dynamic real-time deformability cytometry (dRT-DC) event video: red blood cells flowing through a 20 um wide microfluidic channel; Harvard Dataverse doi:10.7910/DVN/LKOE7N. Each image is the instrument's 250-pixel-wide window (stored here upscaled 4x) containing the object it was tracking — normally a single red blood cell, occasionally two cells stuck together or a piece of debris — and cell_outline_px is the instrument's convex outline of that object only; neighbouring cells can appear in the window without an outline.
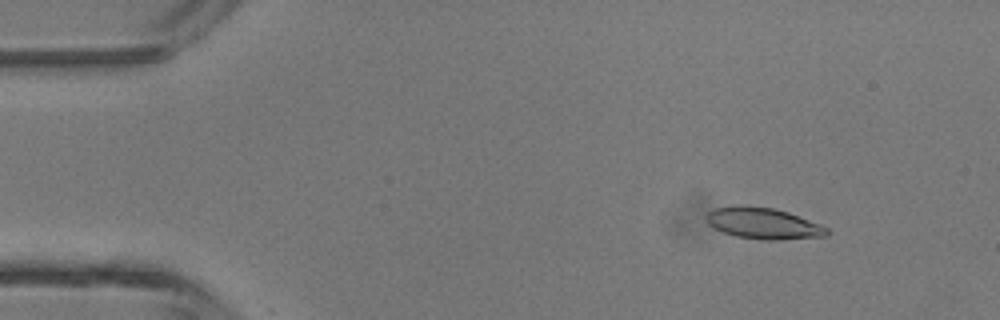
{"species": "common noctule bat (a hibernating species)", "species_latin": "Nyctalus noctula", "temperature_condition": "room temperature", "stored_images_in_passage": 46, "camera_frame_rate_fps": 3000, "um_per_image_px": 0.085, "animal": {"sex": "male", "body_mass_g": 13.3}, "frame": {"image": 1, "passage_image": 6, "time_ms": 1.667, "image_size_px": [1000, 320], "cell_outline_px": [[828, 236], [780, 240], [760, 240], [736, 236], [724, 232], [708, 224], [704, 216], [708, 212], [716, 208], [736, 204], [748, 204], [772, 208], [788, 212], [820, 224], [828, 228]], "centroid_in_image_um": [64.86, 18.97], "position_along_channel_um": 20.1, "area_um2": 22.25}}
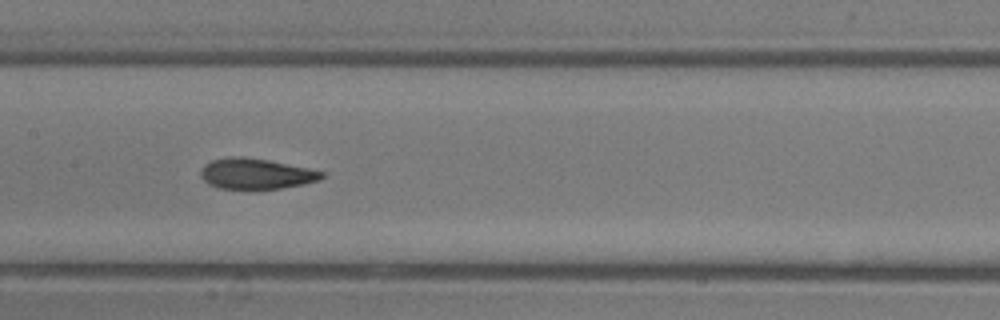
{"frame": {"image": 2, "passage_image": 23, "time_ms": 7.333, "image_size_px": [1000, 320], "cell_outline_px": [[324, 176], [320, 180], [304, 184], [280, 188], [220, 188], [208, 184], [200, 176], [200, 172], [204, 164], [212, 160], [232, 156], [244, 156], [268, 160], [308, 168], [324, 172]], "centroid_in_image_um": [21.75, 14.75], "position_along_channel_um": 185.7, "area_um2": 21.44}}
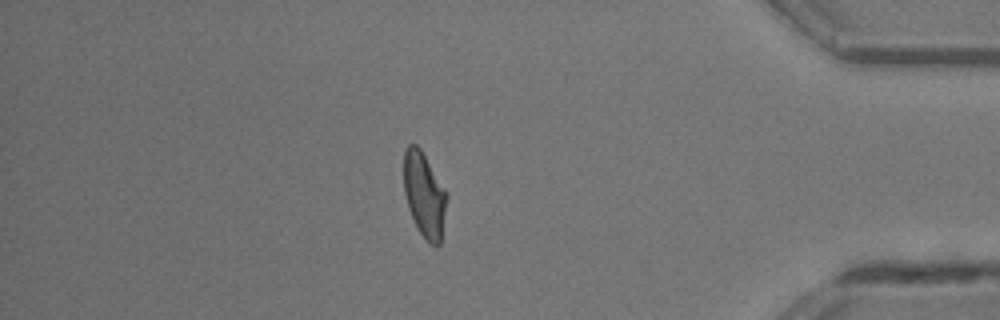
{"frame": {"image": 3, "passage_image": 40, "time_ms": 13.0, "image_size_px": [1000, 320], "cell_outline_px": [[448, 196], [440, 244], [436, 248], [428, 244], [416, 228], [408, 208], [404, 192], [404, 152], [408, 144], [416, 144], [420, 148], [444, 188]], "centroid_in_image_um": [36.06, 16.62], "position_along_channel_um": 399.1, "area_um2": 21.39}, "authors_computed_cell_mechanics": {"area_um2": 21.6461, "velocity_mm_per_s": 4.4718, "shape_relaxation_time_tau1_ms": 3.2871, "shape_relaxation_time_tau2_ms": 1.5997, "deformation_change_tau1": 0.1495, "deformation_change_tau2": 0.08}}